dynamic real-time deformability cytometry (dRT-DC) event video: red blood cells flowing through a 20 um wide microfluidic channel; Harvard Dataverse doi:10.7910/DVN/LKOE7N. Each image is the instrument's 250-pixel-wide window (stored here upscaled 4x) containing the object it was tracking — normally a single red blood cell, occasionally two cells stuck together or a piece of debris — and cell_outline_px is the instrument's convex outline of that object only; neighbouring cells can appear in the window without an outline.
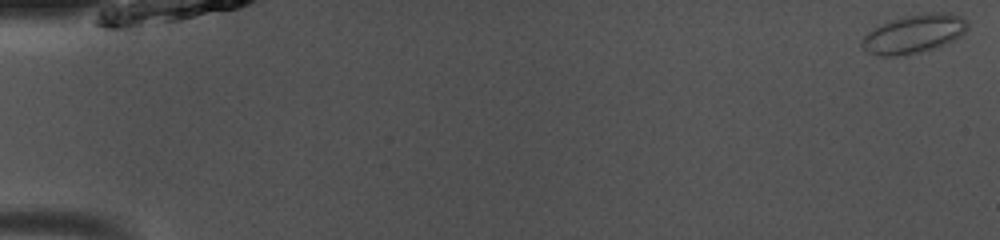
{"species": "common noctule bat (a hibernating species)", "species_latin": "Nyctalus noctula", "temperature_condition": "room temperature", "stored_images_in_passage": 50, "camera_frame_rate_fps": 3000, "um_per_image_px": 0.085, "animal": {"sex": "male", "body_mass_g": 13.0, "forearm_length_mm": 53.1}, "frame": {"image": 1, "passage_image": 1, "time_ms": 0.0, "image_size_px": [1000, 240], "cell_outline_px": [[968, 28], [960, 36], [936, 48], [920, 52], [896, 56], [880, 56], [868, 52], [860, 44], [864, 36], [868, 32], [880, 24], [892, 20], [908, 16], [928, 12], [952, 12], [964, 16], [968, 20]], "centroid_in_image_um": [77.73, 2.86], "position_along_channel_um": 7.3, "area_um2": 23.81}}
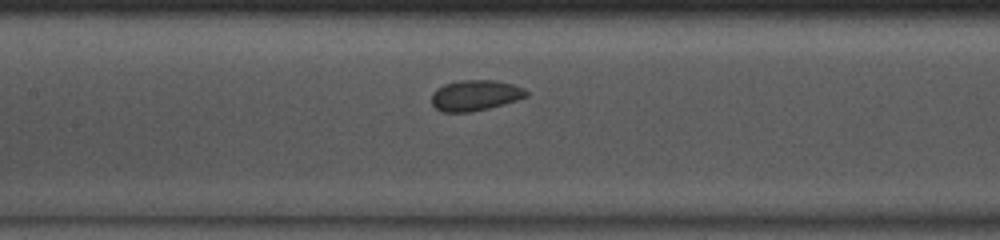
{"frame": {"image": 2, "passage_image": 24, "time_ms": 7.667, "image_size_px": [1000, 240], "cell_outline_px": [[528, 96], [504, 104], [472, 112], [444, 112], [436, 108], [432, 104], [432, 92], [444, 84], [460, 80], [492, 80], [512, 84], [524, 88], [528, 92]], "centroid_in_image_um": [40.39, 8.1], "position_along_channel_um": 167.0, "area_um2": 16.88}}
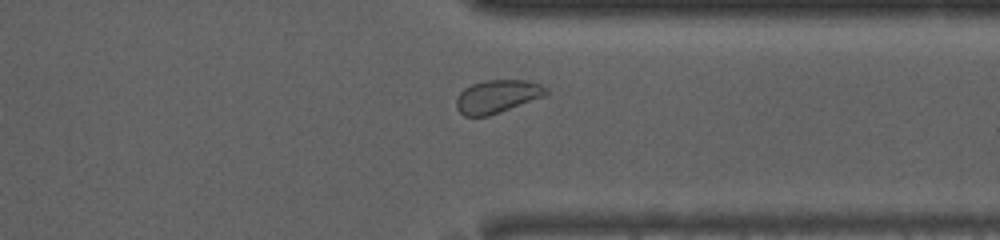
{"frame": {"image": 3, "passage_image": 39, "time_ms": 12.667, "image_size_px": [1000, 240], "cell_outline_px": [[548, 96], [488, 116], [464, 116], [456, 108], [456, 100], [460, 92], [464, 88], [472, 84], [484, 80], [524, 80], [540, 84], [548, 88]], "centroid_in_image_um": [42.3, 8.2], "position_along_channel_um": 369.1, "area_um2": 17.51}, "authors_computed_cell_mechanics": {"area_um2": 17.5134, "velocity_mm_per_s": 4.0551, "shape_relaxation_time_tau1_ms": null, "shape_relaxation_time_tau2_ms": 1.806, "deformation_change_tau1": null, "deformation_change_tau2": 0.0408}}